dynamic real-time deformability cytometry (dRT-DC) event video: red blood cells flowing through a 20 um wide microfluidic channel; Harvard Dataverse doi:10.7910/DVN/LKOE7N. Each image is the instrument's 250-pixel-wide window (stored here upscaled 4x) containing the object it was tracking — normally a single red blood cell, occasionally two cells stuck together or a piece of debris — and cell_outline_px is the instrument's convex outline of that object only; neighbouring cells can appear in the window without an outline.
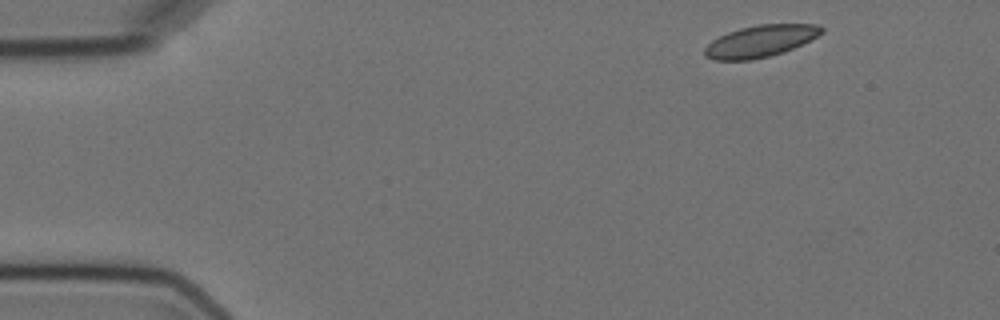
{"species": "Egyptian fruit bat (a non-hibernating species)", "species_latin": "Rousettus aegyptiacus", "temperature_condition": "cold", "stored_images_in_passage": 4, "camera_frame_rate_fps": 3000, "um_per_image_px": 0.085, "animal": {"sex": "female"}, "frame": {"image": 1, "passage_image": 1, "time_ms": 0.0, "image_size_px": [1000, 320], "cell_outline_px": [[824, 32], [784, 52], [752, 60], [716, 60], [704, 56], [704, 48], [712, 40], [728, 32], [740, 28], [760, 24], [816, 24], [824, 28]], "centroid_in_image_um": [64.6, 3.49], "position_along_channel_um": 20.4, "area_um2": 21.44}}